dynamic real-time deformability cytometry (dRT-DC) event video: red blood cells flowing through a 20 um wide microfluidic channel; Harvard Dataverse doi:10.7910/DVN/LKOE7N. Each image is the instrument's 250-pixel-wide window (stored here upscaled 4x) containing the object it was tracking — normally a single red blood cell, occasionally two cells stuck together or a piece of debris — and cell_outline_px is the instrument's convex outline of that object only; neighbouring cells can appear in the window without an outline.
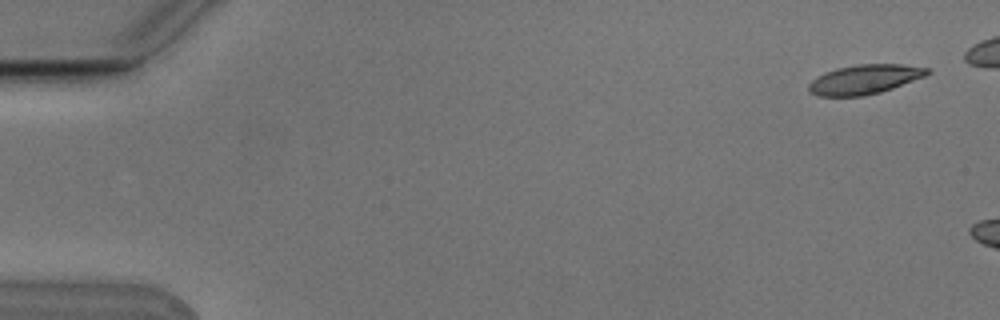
{"species": "Egyptian fruit bat (a non-hibernating species)", "species_latin": "Rousettus aegyptiacus", "temperature_condition": "cold", "stored_images_in_passage": 3, "camera_frame_rate_fps": 3000, "um_per_image_px": 0.085, "animal": {"sex": "male"}, "frame": {"image": 1, "passage_image": 1, "time_ms": 0.0, "image_size_px": [1000, 320], "cell_outline_px": [[932, 72], [924, 76], [892, 88], [880, 92], [864, 96], [816, 96], [808, 92], [808, 84], [816, 76], [824, 72], [836, 68], [856, 64], [904, 64], [932, 68]], "centroid_in_image_um": [73.47, 6.74], "position_along_channel_um": 11.5, "area_um2": 20.58}}